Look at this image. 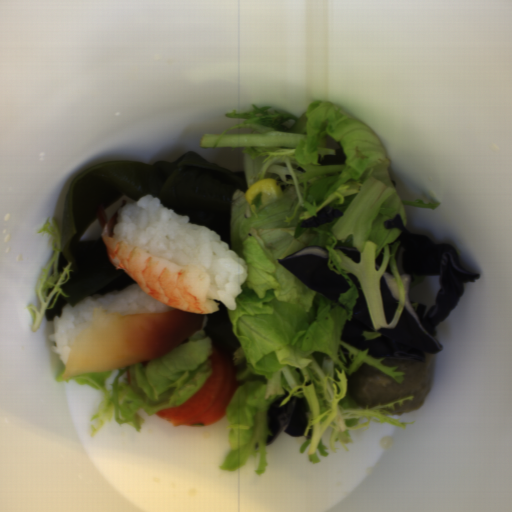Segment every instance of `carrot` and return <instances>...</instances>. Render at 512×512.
<instances>
[{"label":"carrot","mask_w":512,"mask_h":512,"mask_svg":"<svg viewBox=\"0 0 512 512\" xmlns=\"http://www.w3.org/2000/svg\"><path fill=\"white\" fill-rule=\"evenodd\" d=\"M210 372L201 389L177 407L158 410L156 416L172 425L208 427L223 417L240 387L234 351L220 349L213 343L209 358Z\"/></svg>","instance_id":"carrot-1"}]
</instances>
